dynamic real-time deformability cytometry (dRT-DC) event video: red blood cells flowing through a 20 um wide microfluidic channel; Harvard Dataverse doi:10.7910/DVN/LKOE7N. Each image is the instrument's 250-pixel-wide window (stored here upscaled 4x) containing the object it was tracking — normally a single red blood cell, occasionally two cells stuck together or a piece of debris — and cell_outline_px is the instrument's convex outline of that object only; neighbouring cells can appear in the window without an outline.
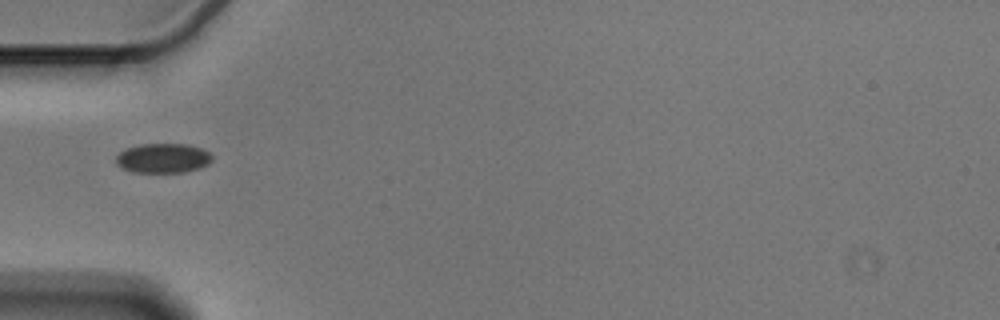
{"species": "Egyptian fruit bat (a non-hibernating species)", "species_latin": "Rousettus aegyptiacus", "temperature_condition": "cold", "stored_images_in_passage": 39, "camera_frame_rate_fps": 3000, "um_per_image_px": 0.085, "animal": {"sex": "male"}, "frame": {"image": 1, "passage_image": 1, "time_ms": 0.0, "image_size_px": [1000, 320], "cell_outline_px": [[212, 160], [208, 164], [200, 168], [184, 172], [132, 172], [120, 168], [116, 164], [116, 156], [124, 148], [140, 144], [188, 144], [200, 148], [208, 152], [212, 156]], "centroid_in_image_um": [13.82, 13.44], "position_along_channel_um": 71.2, "area_um2": 16.7}}
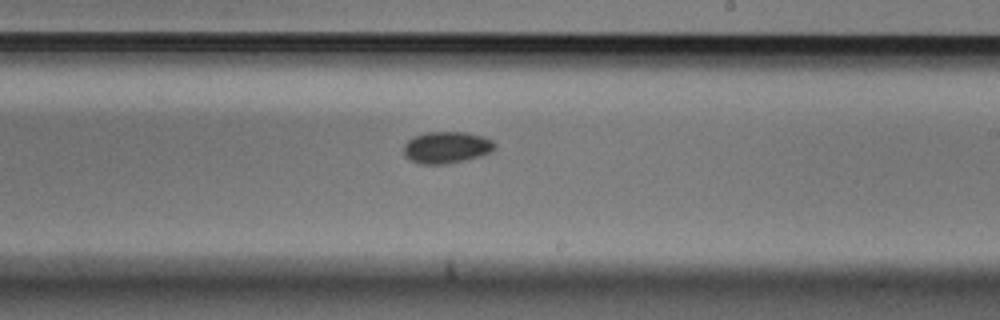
{"frame": {"image": 2, "passage_image": 16, "time_ms": 5.0, "image_size_px": [1000, 320], "cell_outline_px": [[496, 148], [492, 152], [480, 156], [448, 164], [420, 164], [404, 156], [404, 144], [412, 136], [424, 132], [468, 132], [484, 136], [492, 140], [496, 144]], "centroid_in_image_um": [37.97, 12.52], "position_along_channel_um": 251.0, "area_um2": 17.11}}
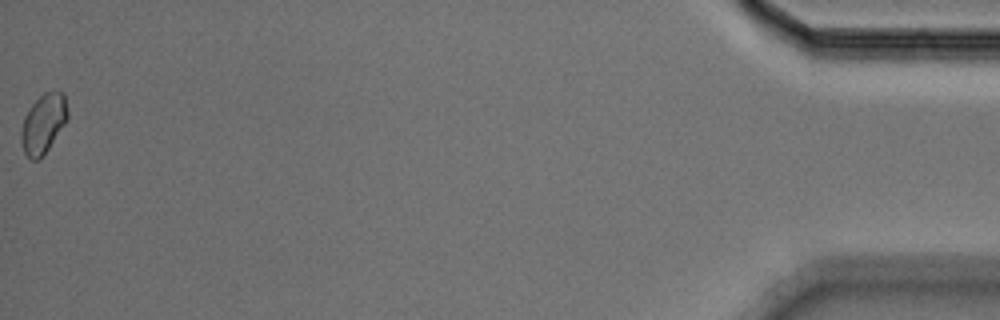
{"frame": {"image": 3, "passage_image": 39, "time_ms": 12.667, "image_size_px": [1000, 320], "cell_outline_px": [[68, 120], [40, 160], [32, 160], [24, 152], [20, 140], [20, 132], [24, 116], [32, 104], [44, 92], [60, 92], [64, 96], [68, 112]], "centroid_in_image_um": [3.67, 10.54], "position_along_channel_um": 431.5, "area_um2": 16.01}}